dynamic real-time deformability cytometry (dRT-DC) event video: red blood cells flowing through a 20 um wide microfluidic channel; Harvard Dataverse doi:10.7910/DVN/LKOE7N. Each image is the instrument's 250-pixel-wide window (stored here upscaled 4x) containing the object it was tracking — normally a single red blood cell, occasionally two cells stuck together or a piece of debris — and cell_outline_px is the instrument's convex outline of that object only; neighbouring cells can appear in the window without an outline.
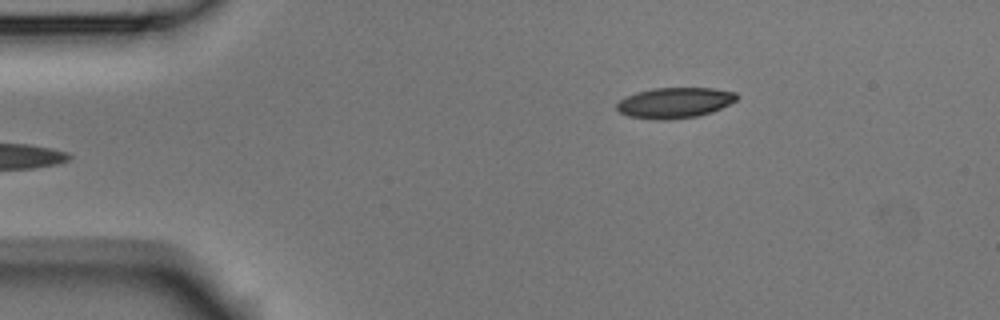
{"species": "Egyptian fruit bat (a non-hibernating species)", "species_latin": "Rousettus aegyptiacus", "temperature_condition": "room temperature", "stored_images_in_passage": 2, "camera_frame_rate_fps": 3000, "um_per_image_px": 0.085, "animal": {"sex": "male"}, "frame": {"image": 1, "passage_image": 2, "time_ms": 0.333, "image_size_px": [1000, 320], "cell_outline_px": [[740, 96], [736, 100], [712, 112], [696, 116], [668, 120], [660, 120], [628, 116], [620, 112], [616, 108], [616, 104], [620, 100], [636, 92], [652, 88], [712, 88], [736, 92]], "centroid_in_image_um": [57.35, 8.73], "position_along_channel_um": 27.6, "area_um2": 21.33}}